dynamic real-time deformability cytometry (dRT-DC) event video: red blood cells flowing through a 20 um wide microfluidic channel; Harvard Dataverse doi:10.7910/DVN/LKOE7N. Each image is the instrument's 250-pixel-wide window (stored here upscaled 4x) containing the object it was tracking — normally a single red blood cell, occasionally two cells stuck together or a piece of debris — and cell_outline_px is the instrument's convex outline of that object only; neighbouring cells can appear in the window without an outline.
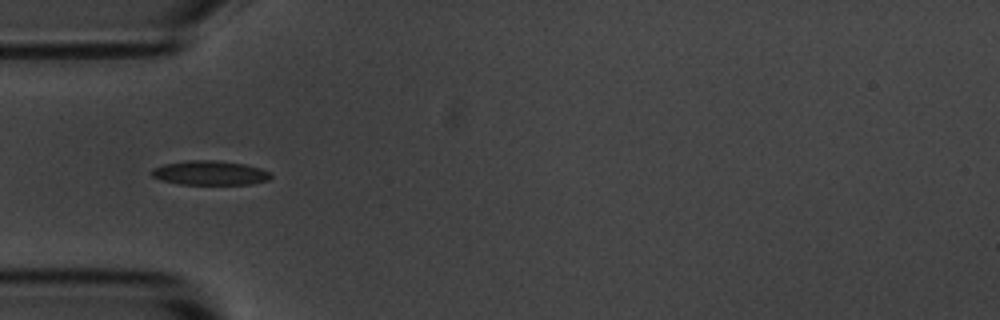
{"species": "common noctule bat (a hibernating species)", "species_latin": "Nyctalus noctula", "temperature_condition": "room temperature", "stored_images_in_passage": 8, "camera_frame_rate_fps": 3000, "um_per_image_px": 0.085, "animal": {"sex": "male", "body_mass_g": 20.1, "forearm_length_mm": 53.5}, "frame": {"image": 1, "passage_image": 4, "time_ms": 4.333, "image_size_px": [1000, 320], "cell_outline_px": [[272, 176], [268, 180], [252, 184], [180, 184], [164, 180], [152, 176], [148, 172], [152, 168], [164, 164], [184, 160], [216, 160], [244, 164], [260, 168], [268, 172]], "centroid_in_image_um": [17.81, 14.69], "position_along_channel_um": 67.2, "area_um2": 16.88}}
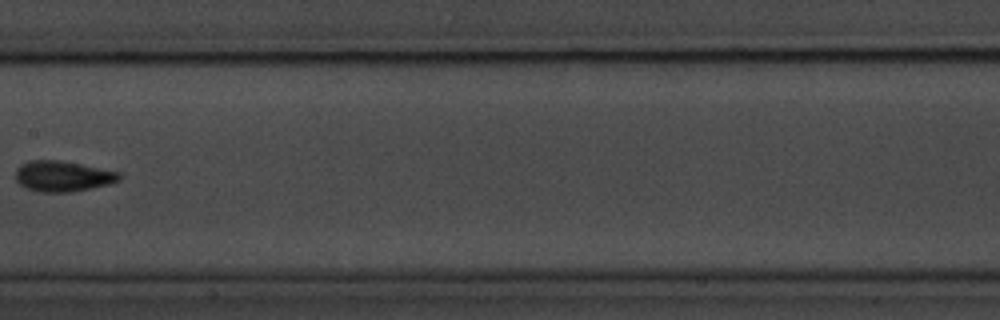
{"frame": {"image": 2, "passage_image": 7, "time_ms": 8.0, "image_size_px": [1000, 320], "cell_outline_px": [[120, 180], [108, 184], [72, 192], [40, 192], [24, 188], [16, 180], [16, 168], [20, 164], [28, 160], [60, 160], [120, 172]], "centroid_in_image_um": [5.29, 14.97], "position_along_channel_um": 202.1, "area_um2": 18.55}}
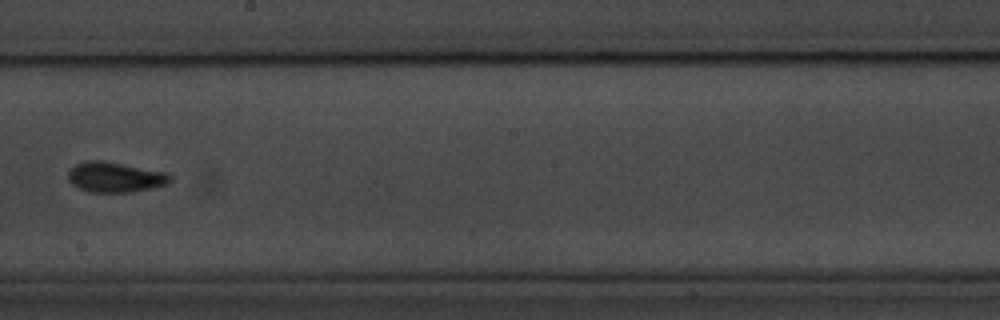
{"frame": {"image": 3, "passage_image": 8, "time_ms": 9.0, "image_size_px": [1000, 320], "cell_outline_px": [[172, 176], [164, 184], [132, 192], [88, 192], [72, 184], [68, 180], [68, 172], [76, 164], [88, 160], [104, 160], [164, 172]], "centroid_in_image_um": [9.71, 15.05], "position_along_channel_um": 238.5, "area_um2": 17.63}}